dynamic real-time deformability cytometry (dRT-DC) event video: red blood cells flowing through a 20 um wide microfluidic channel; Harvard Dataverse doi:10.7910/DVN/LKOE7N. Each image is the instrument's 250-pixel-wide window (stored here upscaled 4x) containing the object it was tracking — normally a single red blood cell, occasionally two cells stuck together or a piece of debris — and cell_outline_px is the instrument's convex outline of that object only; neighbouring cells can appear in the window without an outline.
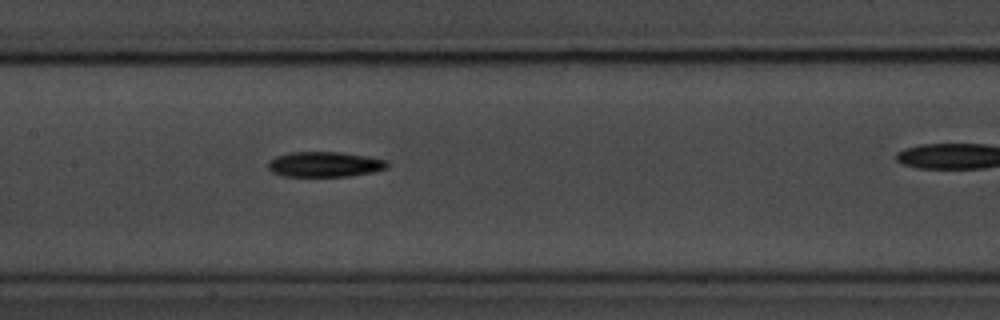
{"species": "common noctule bat (a hibernating species)", "species_latin": "Nyctalus noctula", "temperature_condition": "room temperature", "stored_images_in_passage": 44, "camera_frame_rate_fps": 3000, "um_per_image_px": 0.085, "animal": {"sex": "male", "body_mass_g": 20.1, "forearm_length_mm": 53.5}, "frame": {"image": 1, "passage_image": 26, "time_ms": 8.333, "image_size_px": [1000, 320], "cell_outline_px": [[388, 168], [372, 172], [352, 176], [280, 176], [272, 172], [268, 168], [268, 160], [276, 156], [288, 152], [340, 152], [368, 156], [388, 160]], "centroid_in_image_um": [27.59, 13.96], "position_along_channel_um": 179.8, "area_um2": 17.74}}